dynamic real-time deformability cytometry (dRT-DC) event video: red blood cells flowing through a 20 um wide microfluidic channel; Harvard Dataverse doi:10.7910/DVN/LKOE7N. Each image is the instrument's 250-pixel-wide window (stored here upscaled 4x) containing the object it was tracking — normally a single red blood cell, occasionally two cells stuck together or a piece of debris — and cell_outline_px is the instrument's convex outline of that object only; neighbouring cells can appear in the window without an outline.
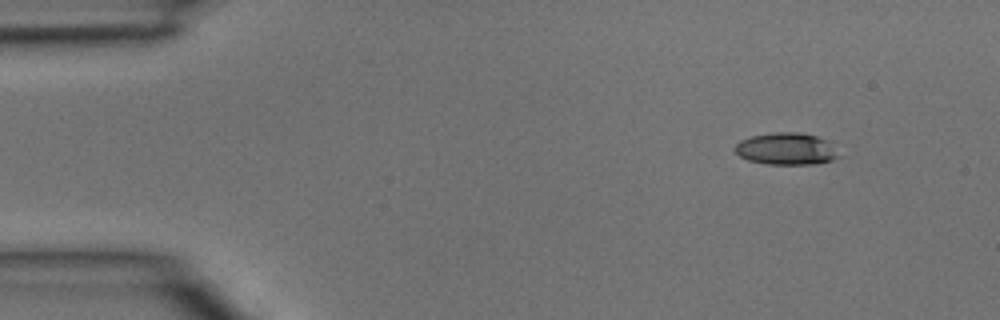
{"species": "common noctule bat (a hibernating species)", "species_latin": "Nyctalus noctula", "temperature_condition": "room temperature", "stored_images_in_passage": 3, "camera_frame_rate_fps": 3000, "um_per_image_px": 0.085, "animal": {"sex": "male", "body_mass_g": 15.6}, "frame": {"image": 1, "passage_image": 1, "time_ms": 0.0, "image_size_px": [1000, 320], "cell_outline_px": [[840, 156], [832, 160], [816, 164], [764, 164], [748, 160], [740, 156], [736, 152], [736, 144], [740, 140], [752, 136], [776, 132], [800, 132], [816, 136], [828, 140]], "centroid_in_image_um": [66.85, 12.65], "position_along_channel_um": 18.2, "area_um2": 19.31}}
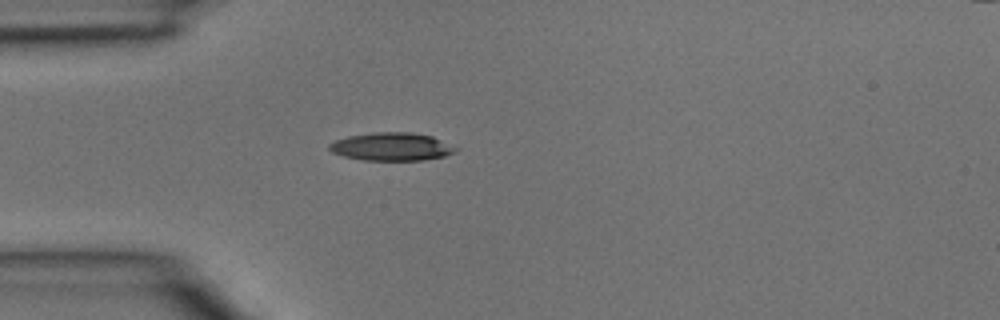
{"frame": {"image": 2, "passage_image": 3, "time_ms": 0.667, "image_size_px": [1000, 320], "cell_outline_px": [[460, 148], [456, 152], [444, 156], [424, 160], [364, 160], [344, 156], [332, 152], [328, 148], [328, 144], [336, 140], [348, 136], [372, 132], [412, 132], [432, 136]], "centroid_in_image_um": [33.31, 12.46], "position_along_channel_um": 51.7, "area_um2": 20.75}}